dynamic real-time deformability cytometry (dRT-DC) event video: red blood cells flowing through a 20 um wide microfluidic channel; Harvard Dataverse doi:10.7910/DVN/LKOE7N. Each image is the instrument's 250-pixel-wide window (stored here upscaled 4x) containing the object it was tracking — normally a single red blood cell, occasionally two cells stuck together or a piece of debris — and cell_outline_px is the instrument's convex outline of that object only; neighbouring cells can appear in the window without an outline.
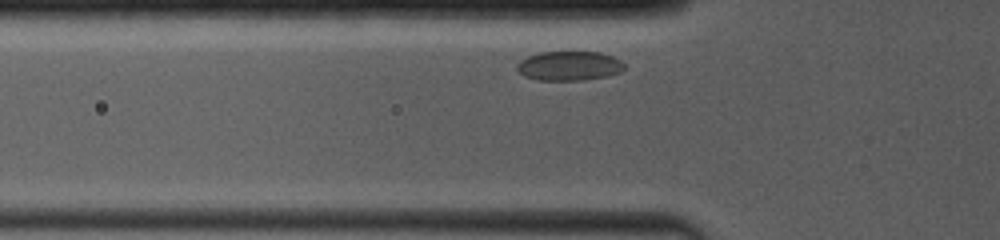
{"species": "common noctule bat (a hibernating species)", "species_latin": "Nyctalus noctula", "temperature_condition": "room temperature", "stored_images_in_passage": 26, "camera_frame_rate_fps": 4000, "um_per_image_px": 0.085, "animal": {"sex": "female", "body_mass_g": 19.0, "forearm_length_mm": 53.3}, "frame": {"image": 1, "passage_image": 2, "time_ms": 0.5, "image_size_px": [1000, 240], "cell_outline_px": [[624, 68], [620, 72], [608, 76], [580, 80], [536, 80], [524, 76], [516, 68], [516, 64], [520, 60], [528, 56], [540, 52], [600, 52], [612, 56], [620, 60], [624, 64]], "centroid_in_image_um": [48.36, 5.6], "position_along_channel_um": 77.4, "area_um2": 18.38}}
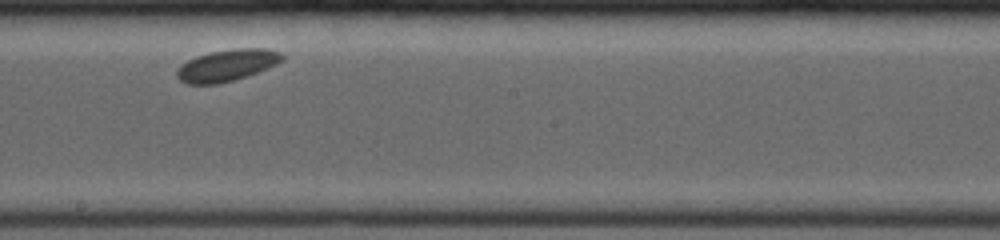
{"frame": {"image": 2, "passage_image": 12, "time_ms": 5.0, "image_size_px": [1000, 240], "cell_outline_px": [[284, 60], [276, 64], [256, 72], [232, 80], [216, 84], [188, 84], [180, 80], [176, 76], [176, 72], [188, 60], [196, 56], [208, 52], [232, 48], [268, 48], [280, 52], [284, 56]], "centroid_in_image_um": [19.31, 5.53], "position_along_channel_um": 228.9, "area_um2": 19.25}}
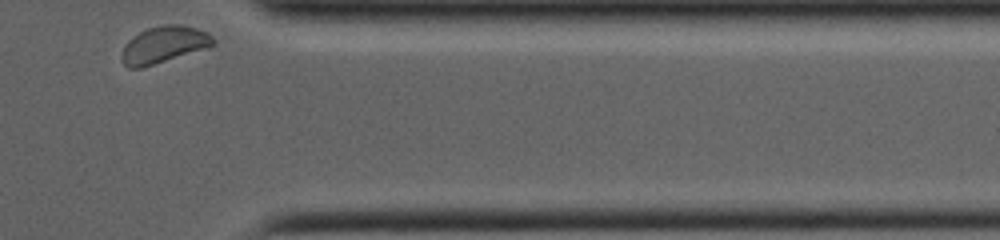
{"frame": {"image": 3, "passage_image": 26, "time_ms": 10.75, "image_size_px": [1000, 240], "cell_outline_px": [[216, 44], [208, 48], [140, 68], [128, 68], [124, 64], [120, 56], [128, 40], [140, 32], [148, 28], [164, 24], [180, 24], [196, 28], [208, 32], [216, 40]], "centroid_in_image_um": [13.97, 3.79], "position_along_channel_um": 397.4, "area_um2": 19.59}}